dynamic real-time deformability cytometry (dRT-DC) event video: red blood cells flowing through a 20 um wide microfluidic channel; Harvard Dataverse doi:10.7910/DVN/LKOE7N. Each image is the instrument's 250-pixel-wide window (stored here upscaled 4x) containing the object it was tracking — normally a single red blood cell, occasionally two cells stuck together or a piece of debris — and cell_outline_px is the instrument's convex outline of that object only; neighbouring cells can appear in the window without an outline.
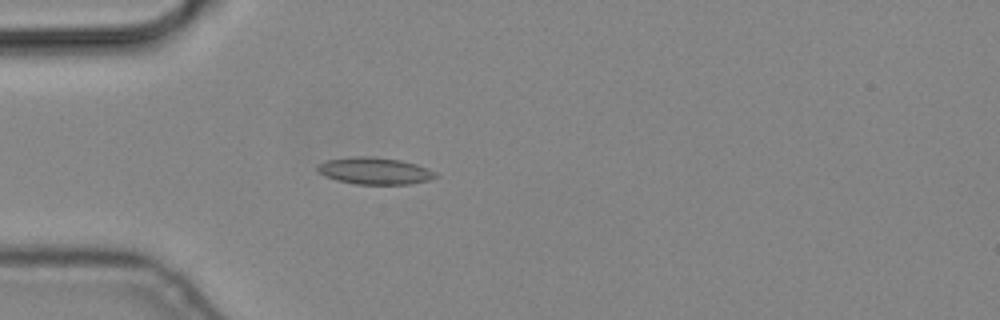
{"species": "common noctule bat (a hibernating species)", "species_latin": "Nyctalus noctula", "temperature_condition": "cold", "stored_images_in_passage": 4, "camera_frame_rate_fps": 3000, "um_per_image_px": 0.085, "animal": {"sex": "male", "body_mass_g": 19.2, "forearm_length_mm": 51.8}, "frame": {"image": 1, "passage_image": 4, "time_ms": 1.0, "image_size_px": [1000, 320], "cell_outline_px": [[440, 176], [428, 180], [408, 184], [356, 184], [336, 180], [324, 176], [316, 172], [316, 168], [320, 164], [328, 160], [348, 156], [368, 156], [400, 160], [416, 164], [428, 168], [436, 172]], "centroid_in_image_um": [31.84, 14.52], "position_along_channel_um": 53.2, "area_um2": 18.61}}